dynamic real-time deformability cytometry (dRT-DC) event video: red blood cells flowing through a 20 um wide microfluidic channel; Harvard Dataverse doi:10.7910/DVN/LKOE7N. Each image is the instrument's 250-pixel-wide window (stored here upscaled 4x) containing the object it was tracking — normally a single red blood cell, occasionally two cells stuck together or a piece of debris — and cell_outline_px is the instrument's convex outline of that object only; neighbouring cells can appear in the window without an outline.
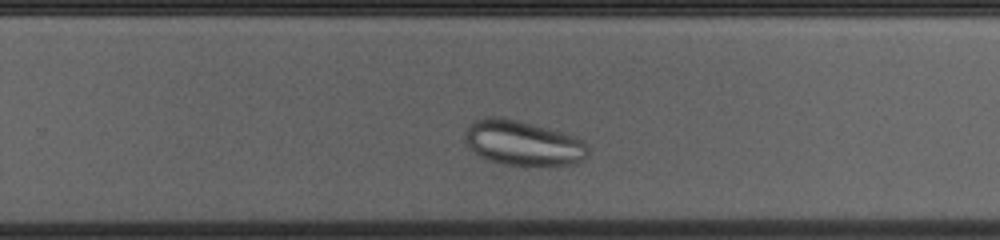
{"species": "common noctule bat (a hibernating species)", "species_latin": "Nyctalus noctula", "temperature_condition": "cold", "stored_images_in_passage": 33, "camera_frame_rate_fps": 3000, "um_per_image_px": 0.085, "animal": {"sex": "female", "body_mass_g": 23.0, "forearm_length_mm": 53.4}, "frame": {"image": 1, "passage_image": 24, "time_ms": 7.667, "image_size_px": [1000, 240], "cell_outline_px": [[588, 148], [584, 156], [580, 160], [568, 164], [508, 164], [492, 160], [476, 152], [468, 144], [468, 128], [476, 120], [512, 120], [528, 124], [572, 136], [580, 140]], "centroid_in_image_um": [44.49, 12.19], "position_along_channel_um": 285.3, "area_um2": 29.3}}